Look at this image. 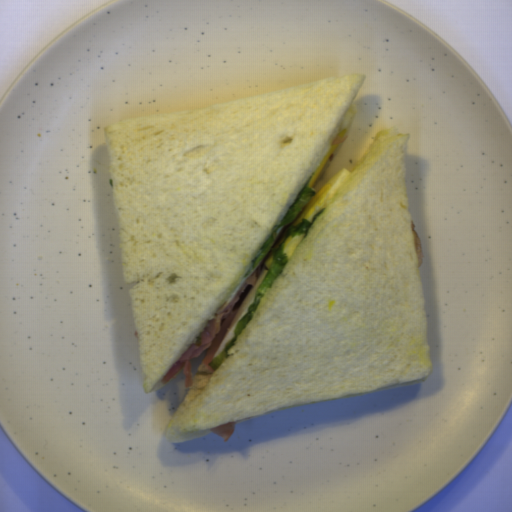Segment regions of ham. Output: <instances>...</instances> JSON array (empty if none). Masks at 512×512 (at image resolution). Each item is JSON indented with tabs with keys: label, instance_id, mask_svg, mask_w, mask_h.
Returning <instances> with one entry per match:
<instances>
[{
	"label": "ham",
	"instance_id": "ham-1",
	"mask_svg": "<svg viewBox=\"0 0 512 512\" xmlns=\"http://www.w3.org/2000/svg\"><path fill=\"white\" fill-rule=\"evenodd\" d=\"M266 260H263L262 263L259 264L256 270L245 280L243 285L240 287L231 301L227 304L224 310L213 316L196 341L174 362V364L163 377V384H166L178 373L179 370H182L183 374L185 375L183 381L185 389L192 386V368L190 361L194 358H197L205 351L206 353L199 367L204 366L210 373L216 372L211 369L209 364L214 360L213 358L224 336L230 328L247 295L257 282Z\"/></svg>",
	"mask_w": 512,
	"mask_h": 512
},
{
	"label": "ham",
	"instance_id": "ham-2",
	"mask_svg": "<svg viewBox=\"0 0 512 512\" xmlns=\"http://www.w3.org/2000/svg\"><path fill=\"white\" fill-rule=\"evenodd\" d=\"M235 429V423H226L222 426H218V427H213L211 428V432H213L214 434L218 435L219 437H221L225 442H228L233 431Z\"/></svg>",
	"mask_w": 512,
	"mask_h": 512
},
{
	"label": "ham",
	"instance_id": "ham-3",
	"mask_svg": "<svg viewBox=\"0 0 512 512\" xmlns=\"http://www.w3.org/2000/svg\"><path fill=\"white\" fill-rule=\"evenodd\" d=\"M411 228H412V239H413V244H414V249H415V255H416L417 265L419 268L423 262V250H422L420 237L414 230V222L412 220H411Z\"/></svg>",
	"mask_w": 512,
	"mask_h": 512
},
{
	"label": "ham",
	"instance_id": "ham-4",
	"mask_svg": "<svg viewBox=\"0 0 512 512\" xmlns=\"http://www.w3.org/2000/svg\"><path fill=\"white\" fill-rule=\"evenodd\" d=\"M347 139V134L345 133V135H337L336 139L333 141V143L331 144V147L333 146H339L340 144H342L344 141H346Z\"/></svg>",
	"mask_w": 512,
	"mask_h": 512
}]
</instances>
